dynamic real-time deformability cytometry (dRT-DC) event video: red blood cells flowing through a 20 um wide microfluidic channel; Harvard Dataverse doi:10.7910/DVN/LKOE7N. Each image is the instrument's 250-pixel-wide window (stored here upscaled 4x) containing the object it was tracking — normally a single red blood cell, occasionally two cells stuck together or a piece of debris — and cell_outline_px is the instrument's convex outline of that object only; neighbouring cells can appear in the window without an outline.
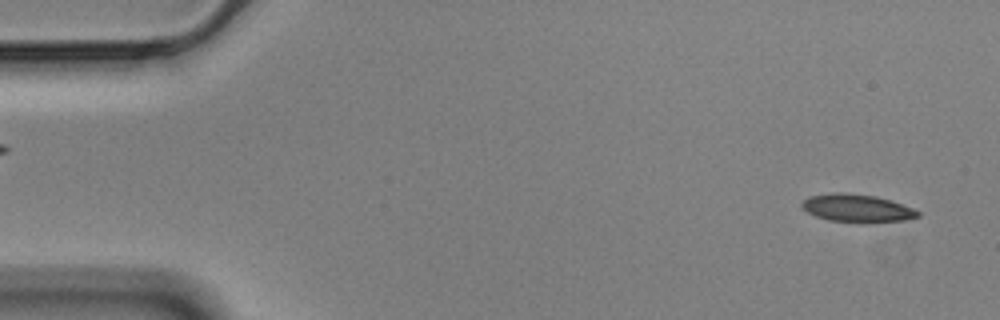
{"species": "Egyptian fruit bat (a non-hibernating species)", "species_latin": "Rousettus aegyptiacus", "temperature_condition": "cold", "stored_images_in_passage": 56, "camera_frame_rate_fps": 3000, "um_per_image_px": 0.085, "animal": {"sex": "male"}, "frame": {"image": 1, "passage_image": 2, "time_ms": 0.333, "image_size_px": [1000, 320], "cell_outline_px": [[920, 216], [904, 220], [868, 224], [828, 220], [816, 216], [808, 212], [800, 204], [804, 200], [812, 196], [836, 192], [840, 192], [876, 196], [912, 208], [920, 212]], "centroid_in_image_um": [72.87, 17.72], "position_along_channel_um": 12.1, "area_um2": 18.79}}
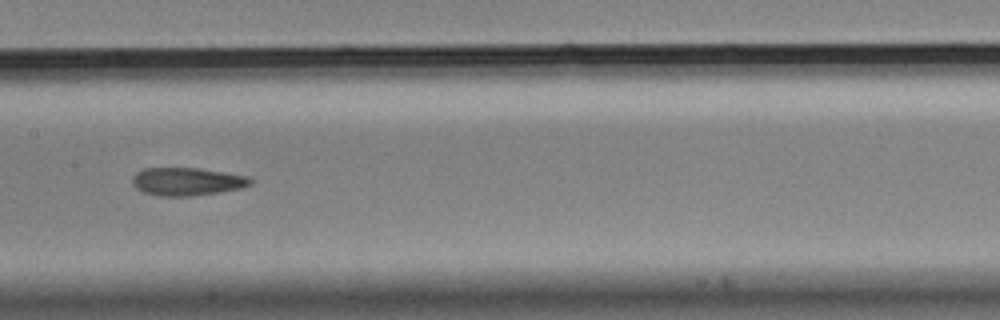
{"frame": {"image": 2, "passage_image": 27, "time_ms": 8.667, "image_size_px": [1000, 320], "cell_outline_px": [[252, 184], [240, 188], [220, 192], [192, 196], [156, 196], [144, 192], [136, 188], [132, 184], [132, 176], [136, 172], [144, 168], [200, 168], [248, 176], [252, 180]], "centroid_in_image_um": [15.87, 15.43], "position_along_channel_um": 191.5, "area_um2": 19.36}}
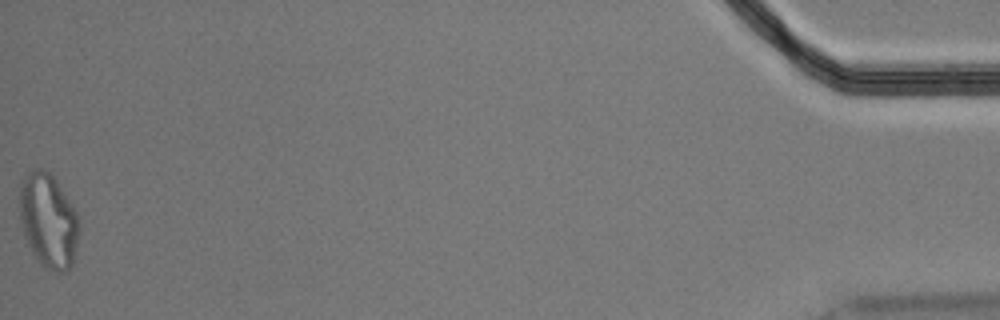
{"frame": {"image": 3, "passage_image": 56, "time_ms": 18.333, "image_size_px": [1000, 320], "cell_outline_px": [[80, 228], [72, 264], [64, 272], [56, 272], [48, 268], [32, 252], [28, 244], [20, 220], [20, 184], [24, 176], [28, 172], [36, 168], [44, 168], [52, 176], [76, 212]], "centroid_in_image_um": [4.1, 18.73], "position_along_channel_um": 431.1, "area_um2": 31.96}, "authors_computed_cell_mechanics": {"area_um2": 19.5942, "velocity_mm_per_s": 3.4995, "shape_relaxation_time_tau1_ms": null, "shape_relaxation_time_tau2_ms": 4.5441, "deformation_change_tau1": null, "deformation_change_tau2": 0.1269}}